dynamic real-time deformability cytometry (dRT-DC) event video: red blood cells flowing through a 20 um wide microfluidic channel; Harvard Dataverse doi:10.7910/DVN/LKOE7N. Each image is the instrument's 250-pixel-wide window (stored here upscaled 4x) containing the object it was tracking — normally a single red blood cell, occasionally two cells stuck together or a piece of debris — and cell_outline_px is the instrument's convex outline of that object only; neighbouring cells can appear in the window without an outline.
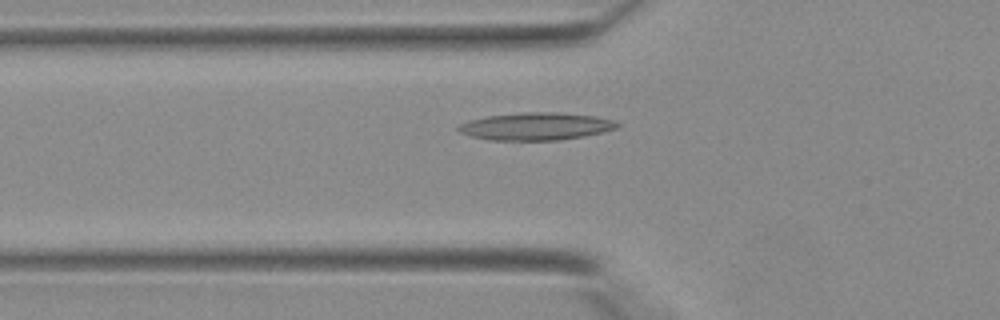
{"species": "Egyptian fruit bat (a non-hibernating species)", "species_latin": "Rousettus aegyptiacus", "temperature_condition": "warm", "stored_images_in_passage": 35, "camera_frame_rate_fps": 3000, "um_per_image_px": 0.085, "animal": {"sex": "female"}, "frame": {"image": 1, "passage_image": 10, "time_ms": 3.0, "image_size_px": [1000, 320], "cell_outline_px": [[620, 124], [616, 128], [584, 136], [560, 140], [488, 140], [472, 136], [460, 132], [456, 128], [460, 124], [468, 120], [488, 116], [524, 112], [556, 112], [596, 116], [612, 120]], "centroid_in_image_um": [45.53, 10.74], "position_along_channel_um": 80.3, "area_um2": 25.32}}
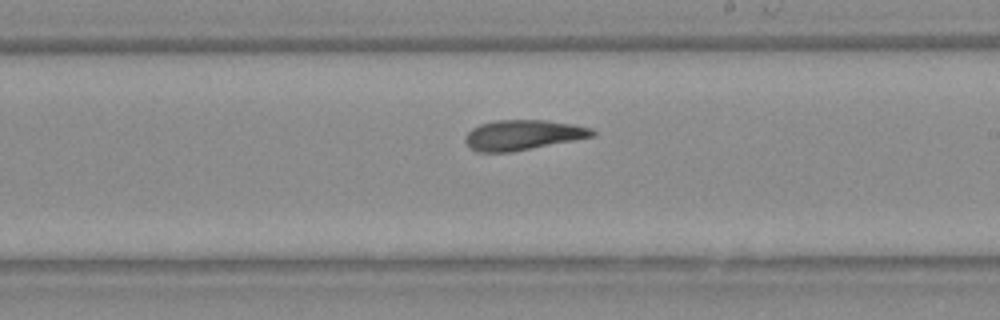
{"frame": {"image": 2, "passage_image": 20, "time_ms": 6.333, "image_size_px": [1000, 320], "cell_outline_px": [[596, 136], [512, 152], [476, 152], [464, 140], [468, 132], [472, 128], [480, 124], [496, 120], [544, 120], [572, 124], [592, 128], [596, 132]], "centroid_in_image_um": [44.46, 11.47], "position_along_channel_um": 244.5, "area_um2": 22.25}}
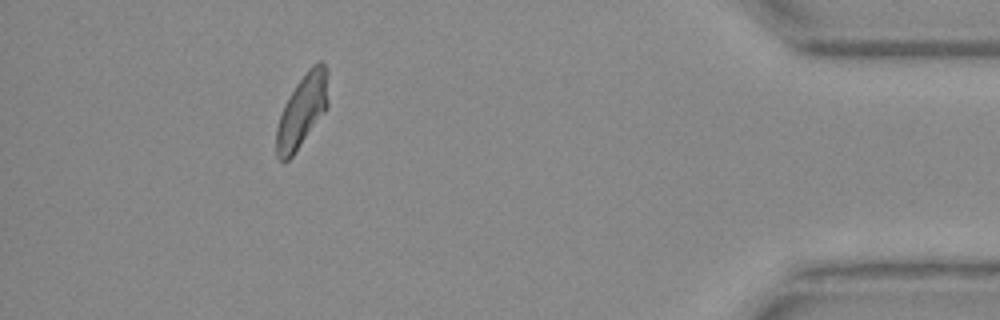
{"frame": {"image": 3, "passage_image": 33, "time_ms": 10.667, "image_size_px": [1000, 320], "cell_outline_px": [[328, 104], [324, 112], [292, 156], [288, 160], [280, 160], [276, 156], [276, 128], [284, 104], [296, 84], [308, 68], [312, 64], [320, 60], [328, 68]], "centroid_in_image_um": [25.69, 9.36], "position_along_channel_um": 409.5, "area_um2": 21.85}}